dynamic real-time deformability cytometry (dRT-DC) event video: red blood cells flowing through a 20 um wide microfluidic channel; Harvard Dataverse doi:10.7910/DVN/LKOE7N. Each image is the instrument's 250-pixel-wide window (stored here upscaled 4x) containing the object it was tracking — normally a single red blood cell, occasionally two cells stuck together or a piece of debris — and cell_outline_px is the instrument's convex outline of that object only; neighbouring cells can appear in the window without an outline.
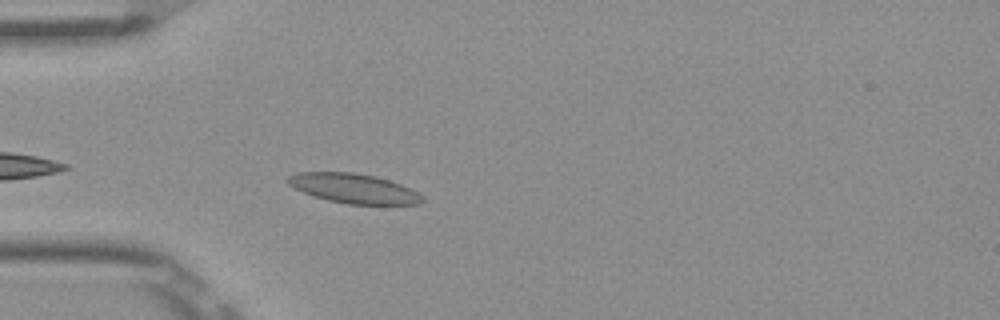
{"species": "Egyptian fruit bat (a non-hibernating species)", "species_latin": "Rousettus aegyptiacus", "temperature_condition": "room temperature", "stored_images_in_passage": 4, "camera_frame_rate_fps": 3000, "um_per_image_px": 0.085, "frame": {"image": 1, "passage_image": 4, "time_ms": 1.0, "image_size_px": [1000, 320], "cell_outline_px": [[424, 200], [420, 204], [348, 204], [328, 200], [304, 192], [288, 184], [284, 180], [288, 176], [296, 172], [352, 172], [376, 176], [400, 184], [424, 196]], "centroid_in_image_um": [30.05, 16.01], "position_along_channel_um": 55.0, "area_um2": 23.0}}